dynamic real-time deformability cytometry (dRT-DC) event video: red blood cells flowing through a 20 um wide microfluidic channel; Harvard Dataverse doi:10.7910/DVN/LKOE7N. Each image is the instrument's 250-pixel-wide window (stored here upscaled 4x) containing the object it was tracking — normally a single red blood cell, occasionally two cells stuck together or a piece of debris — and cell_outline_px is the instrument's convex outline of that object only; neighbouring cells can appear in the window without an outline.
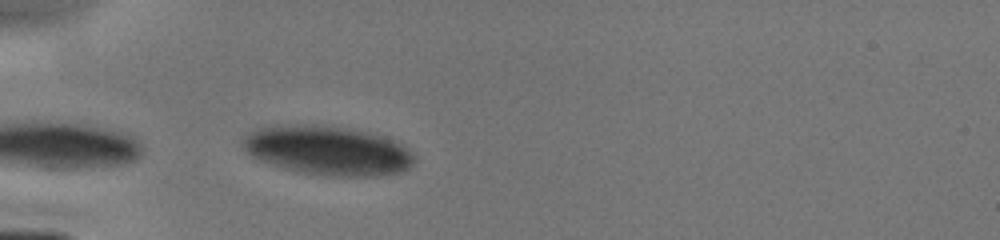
{"species": "human", "species_latin": "Homo sapiens", "temperature_condition": "cold", "stored_images_in_passage": 21, "camera_frame_rate_fps": 3000, "um_per_image_px": 0.085, "donor": {"sex": "male"}, "frame": {"image": 1, "passage_image": 1, "time_ms": 0.0, "image_size_px": [1000, 240], "cell_outline_px": [[416, 160], [408, 168], [400, 172], [380, 176], [332, 176], [296, 172], [260, 160], [252, 156], [244, 148], [240, 140], [244, 136], [260, 128], [272, 124], [324, 124], [368, 132], [384, 136], [404, 144], [416, 156]], "centroid_in_image_um": [27.88, 12.78], "position_along_channel_um": 57.1, "area_um2": 49.82}}
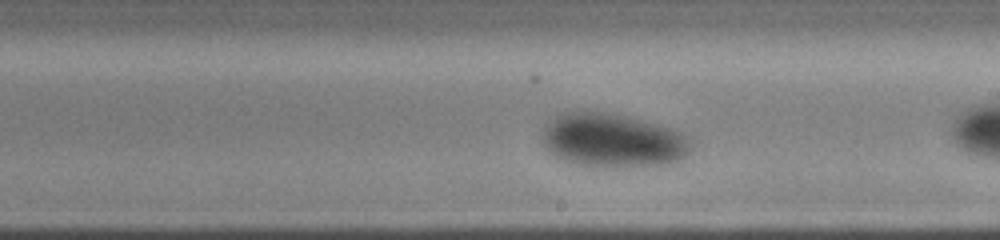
{"frame": {"image": 2, "passage_image": 12, "time_ms": 3.667, "image_size_px": [1000, 240], "cell_outline_px": [[696, 144], [684, 156], [676, 160], [660, 164], [616, 168], [580, 164], [564, 160], [556, 156], [544, 148], [540, 140], [544, 124], [556, 112], [604, 112], [624, 116], [672, 128], [680, 132], [692, 140]], "centroid_in_image_um": [52.02, 11.92], "position_along_channel_um": 237.0, "area_um2": 46.93}}